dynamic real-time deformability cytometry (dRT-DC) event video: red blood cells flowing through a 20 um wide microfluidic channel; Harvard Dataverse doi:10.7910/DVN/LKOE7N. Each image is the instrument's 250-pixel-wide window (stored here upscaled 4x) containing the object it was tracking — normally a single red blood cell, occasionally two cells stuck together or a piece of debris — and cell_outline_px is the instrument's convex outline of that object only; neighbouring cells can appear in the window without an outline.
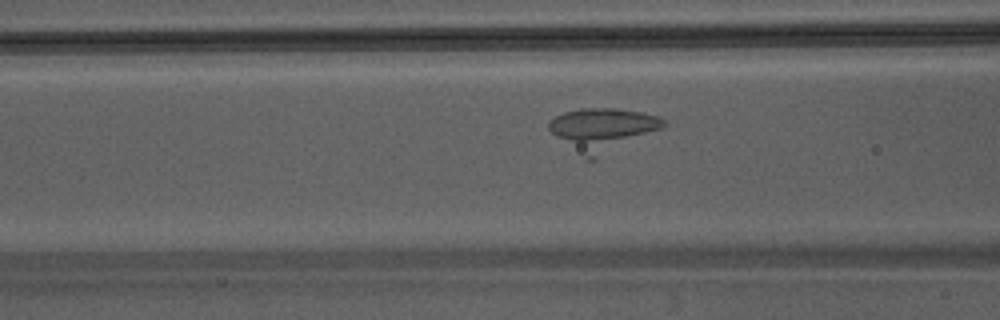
{"species": "Egyptian fruit bat (a non-hibernating species)", "species_latin": "Rousettus aegyptiacus", "temperature_condition": "warm", "stored_images_in_passage": 21, "camera_frame_rate_fps": 3000, "um_per_image_px": 0.085, "animal": {"sex": "male"}, "frame": {"image": 1, "passage_image": 5, "time_ms": 1.333, "image_size_px": [1000, 320], "cell_outline_px": [[668, 124], [660, 128], [644, 132], [584, 144], [556, 136], [548, 128], [548, 120], [564, 112], [580, 108], [616, 108], [644, 112], [656, 116], [664, 120]], "centroid_in_image_um": [51.18, 10.55], "position_along_channel_um": 115.4, "area_um2": 21.39}}
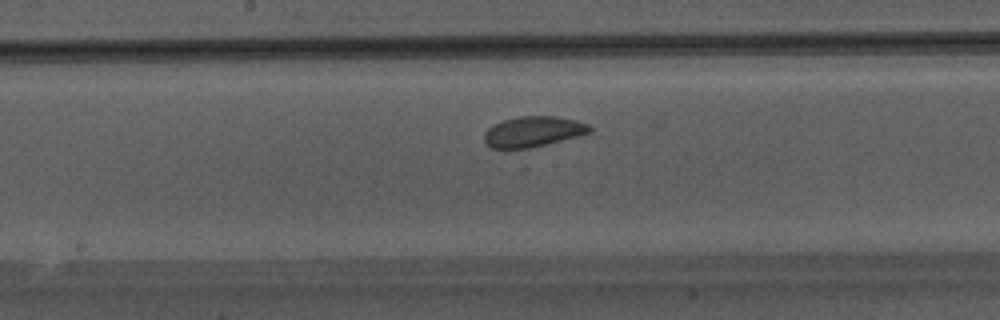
{"frame": {"image": 2, "passage_image": 11, "time_ms": 3.333, "image_size_px": [1000, 320], "cell_outline_px": [[592, 132], [520, 152], [492, 148], [484, 140], [484, 132], [488, 128], [504, 120], [520, 116], [556, 116], [576, 120], [588, 124], [592, 128]], "centroid_in_image_um": [45.3, 11.24], "position_along_channel_um": 202.9, "area_um2": 19.36}}
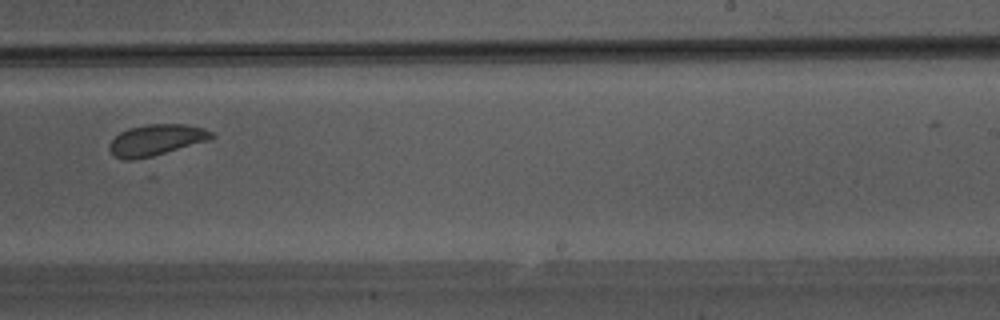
{"frame": {"image": 3, "passage_image": 16, "time_ms": 5.0, "image_size_px": [1000, 320], "cell_outline_px": [[216, 136], [208, 140], [152, 156], [132, 160], [124, 160], [116, 156], [108, 148], [108, 144], [120, 132], [128, 128], [148, 124], [184, 124], [204, 128], [212, 132]], "centroid_in_image_um": [13.26, 11.89], "position_along_channel_um": 275.7, "area_um2": 18.32}}